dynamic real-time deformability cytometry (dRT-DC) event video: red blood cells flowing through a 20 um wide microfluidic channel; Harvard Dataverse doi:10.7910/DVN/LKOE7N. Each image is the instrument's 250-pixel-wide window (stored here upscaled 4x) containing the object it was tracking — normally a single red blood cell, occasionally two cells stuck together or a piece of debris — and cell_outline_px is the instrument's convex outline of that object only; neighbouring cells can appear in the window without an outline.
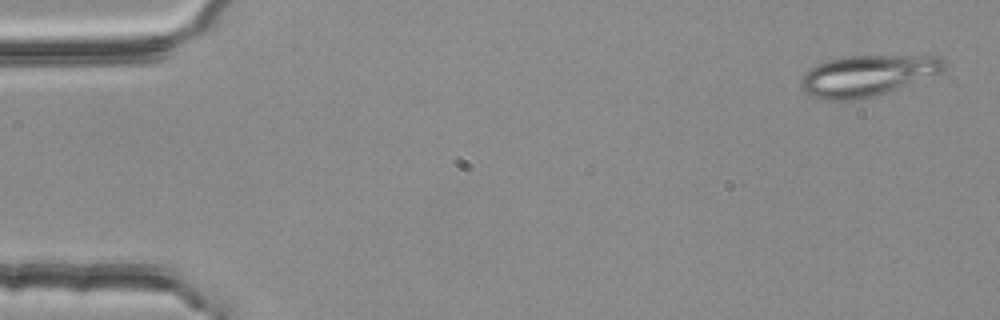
{"species": "common noctule bat (a hibernating species)", "species_latin": "Nyctalus noctula", "temperature_condition": "room temperature", "stored_images_in_passage": 5, "camera_frame_rate_fps": 3000, "um_per_image_px": 0.085, "animal": {"sex": "female", "body_mass_g": 25.1}, "frame": {"image": 1, "passage_image": 1, "time_ms": 0.0, "image_size_px": [1000, 320], "cell_outline_px": [[948, 64], [940, 72], [912, 84], [876, 96], [856, 100], [824, 100], [812, 96], [804, 92], [800, 88], [800, 84], [804, 76], [812, 68], [828, 60], [848, 56], [940, 56]], "centroid_in_image_um": [73.75, 6.44], "position_along_channel_um": 11.2, "area_um2": 33.99}}